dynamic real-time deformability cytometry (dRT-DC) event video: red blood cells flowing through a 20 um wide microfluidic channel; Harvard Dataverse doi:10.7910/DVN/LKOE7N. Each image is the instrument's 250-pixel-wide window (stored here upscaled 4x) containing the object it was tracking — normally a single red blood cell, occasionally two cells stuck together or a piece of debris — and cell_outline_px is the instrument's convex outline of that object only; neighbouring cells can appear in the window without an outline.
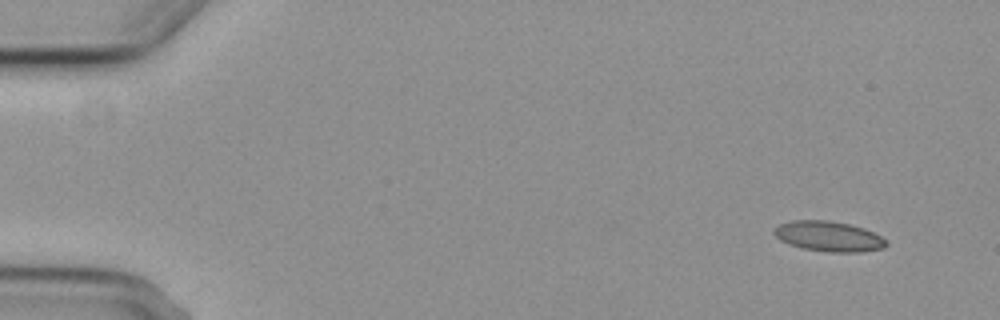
{"species": "common noctule bat (a hibernating species)", "species_latin": "Nyctalus noctula", "temperature_condition": "cold", "stored_images_in_passage": 4, "camera_frame_rate_fps": 3000, "um_per_image_px": 0.085, "animal": {"sex": "female", "body_mass_g": 29.2, "forearm_length_mm": 56.3}, "frame": {"image": 1, "passage_image": 1, "time_ms": 0.0, "image_size_px": [1000, 320], "cell_outline_px": [[888, 244], [884, 248], [864, 252], [828, 252], [804, 248], [788, 244], [780, 240], [772, 232], [780, 224], [792, 220], [828, 220], [848, 224], [864, 228], [888, 240]], "centroid_in_image_um": [70.46, 20.09], "position_along_channel_um": 14.5, "area_um2": 19.77}}
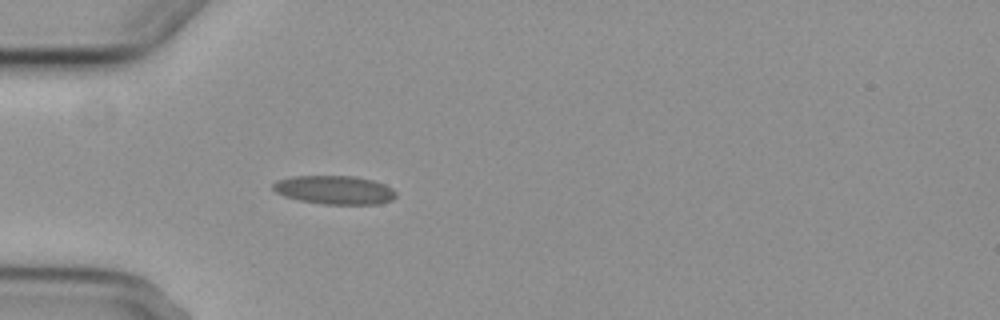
{"frame": {"image": 2, "passage_image": 4, "time_ms": 4.333, "image_size_px": [1000, 320], "cell_outline_px": [[396, 196], [392, 200], [380, 204], [324, 204], [300, 200], [284, 196], [276, 192], [272, 188], [272, 184], [276, 180], [292, 176], [352, 176], [372, 180], [384, 184], [392, 188], [396, 192]], "centroid_in_image_um": [28.43, 16.14], "position_along_channel_um": 56.6, "area_um2": 20.52}}